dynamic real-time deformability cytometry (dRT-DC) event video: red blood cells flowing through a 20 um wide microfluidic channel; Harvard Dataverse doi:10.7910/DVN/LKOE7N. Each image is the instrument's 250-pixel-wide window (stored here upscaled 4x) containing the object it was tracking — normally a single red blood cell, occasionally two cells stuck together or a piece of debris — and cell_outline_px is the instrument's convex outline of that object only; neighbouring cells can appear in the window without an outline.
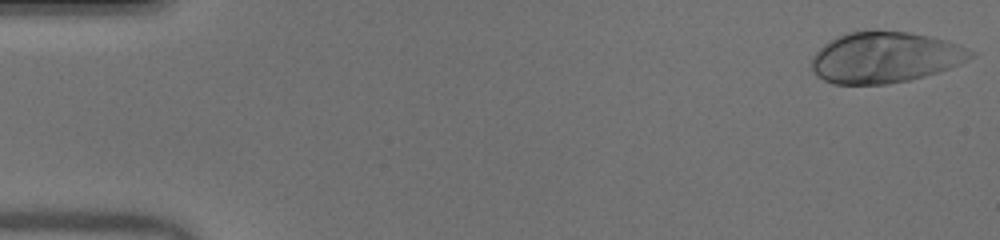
{"species": "human", "species_latin": "Homo sapiens", "temperature_condition": "warm", "stored_images_in_passage": 45, "camera_frame_rate_fps": 3000, "um_per_image_px": 0.085, "donor": {"sex": "male"}, "frame": {"image": 1, "passage_image": 1, "time_ms": 0.0, "image_size_px": [1000, 240], "cell_outline_px": [[976, 56], [948, 68], [924, 76], [908, 80], [888, 84], [832, 84], [816, 76], [812, 72], [812, 56], [828, 40], [848, 32], [872, 28], [876, 28], [908, 32], [948, 40], [976, 52]], "centroid_in_image_um": [75.2, 4.85], "position_along_channel_um": 9.8, "area_um2": 47.86}}
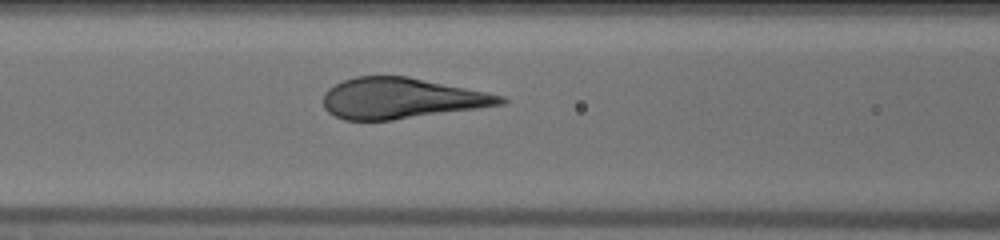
{"frame": {"image": 2, "passage_image": 21, "time_ms": 6.667, "image_size_px": [1000, 240], "cell_outline_px": [[508, 100], [504, 104], [392, 120], [344, 120], [328, 112], [324, 108], [324, 92], [328, 88], [344, 80], [356, 76], [408, 76], [504, 96]], "centroid_in_image_um": [34.07, 8.35], "position_along_channel_um": 132.5, "area_um2": 41.67}}
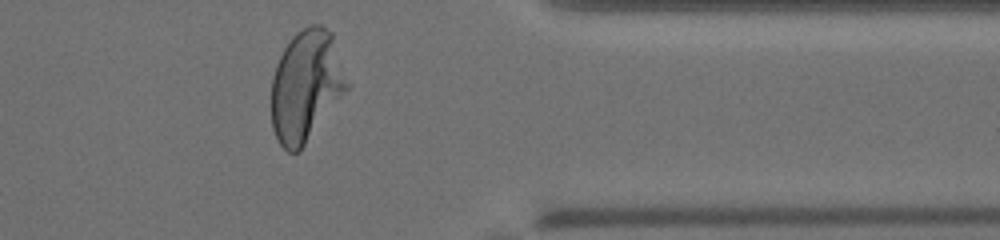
{"frame": {"image": 3, "passage_image": 41, "time_ms": 13.333, "image_size_px": [1000, 240], "cell_outline_px": [[348, 88], [300, 152], [288, 152], [280, 144], [272, 128], [272, 76], [276, 64], [284, 48], [292, 36], [296, 32], [308, 24], [320, 24], [332, 32], [348, 84]], "centroid_in_image_um": [26.0, 7.29], "position_along_channel_um": 385.4, "area_um2": 48.9}}